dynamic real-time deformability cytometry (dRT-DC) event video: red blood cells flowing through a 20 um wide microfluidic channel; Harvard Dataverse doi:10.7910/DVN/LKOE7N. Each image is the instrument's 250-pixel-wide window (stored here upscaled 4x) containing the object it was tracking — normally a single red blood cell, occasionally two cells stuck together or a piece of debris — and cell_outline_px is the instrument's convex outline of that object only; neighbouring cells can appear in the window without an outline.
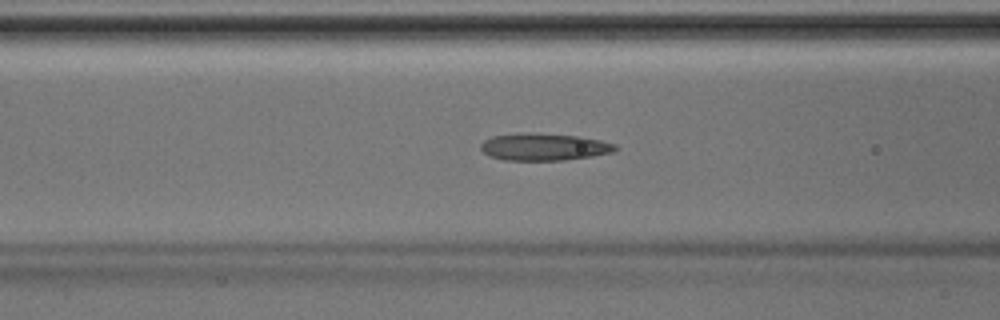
{"species": "Egyptian fruit bat (a non-hibernating species)", "species_latin": "Rousettus aegyptiacus", "temperature_condition": "room temperature", "stored_images_in_passage": 41, "camera_frame_rate_fps": 3000, "um_per_image_px": 0.085, "animal": {"sex": "male"}, "frame": {"image": 1, "passage_image": 14, "time_ms": 4.333, "image_size_px": [1000, 320], "cell_outline_px": [[616, 148], [612, 152], [592, 156], [564, 160], [504, 160], [492, 156], [484, 152], [480, 148], [480, 144], [484, 140], [492, 136], [520, 132], [536, 132], [580, 136], [600, 140], [616, 144]], "centroid_in_image_um": [46.22, 12.46], "position_along_channel_um": 120.4, "area_um2": 21.44}}
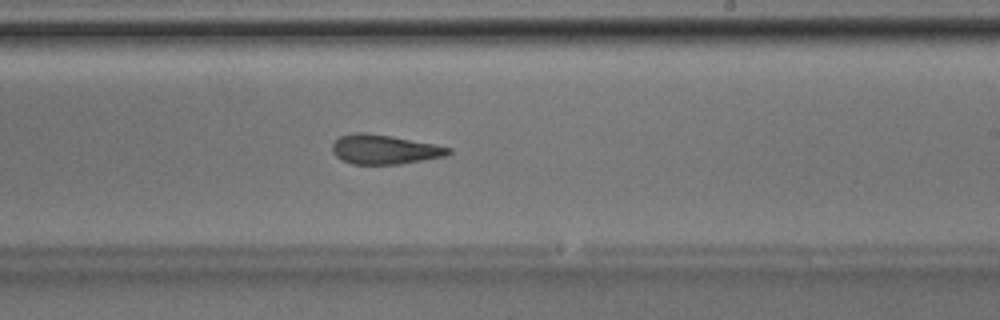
{"frame": {"image": 2, "passage_image": 23, "time_ms": 7.333, "image_size_px": [1000, 320], "cell_outline_px": [[452, 152], [448, 156], [400, 164], [352, 164], [340, 160], [332, 152], [332, 144], [340, 136], [352, 132], [368, 132], [392, 136], [452, 148]], "centroid_in_image_um": [32.66, 12.7], "position_along_channel_um": 256.3, "area_um2": 20.11}}
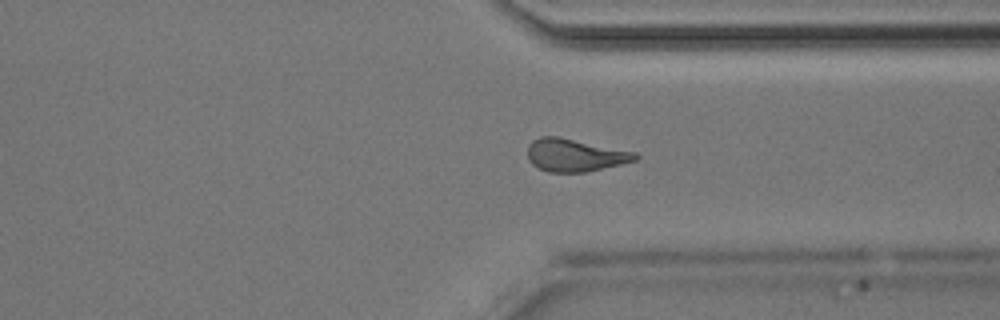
{"frame": {"image": 3, "passage_image": 30, "time_ms": 9.667, "image_size_px": [1000, 320], "cell_outline_px": [[640, 156], [636, 160], [620, 164], [584, 172], [548, 172], [532, 164], [528, 160], [528, 144], [532, 140], [540, 136], [560, 136], [636, 152]], "centroid_in_image_um": [48.85, 13.17], "position_along_channel_um": 362.6, "area_um2": 20.58}}